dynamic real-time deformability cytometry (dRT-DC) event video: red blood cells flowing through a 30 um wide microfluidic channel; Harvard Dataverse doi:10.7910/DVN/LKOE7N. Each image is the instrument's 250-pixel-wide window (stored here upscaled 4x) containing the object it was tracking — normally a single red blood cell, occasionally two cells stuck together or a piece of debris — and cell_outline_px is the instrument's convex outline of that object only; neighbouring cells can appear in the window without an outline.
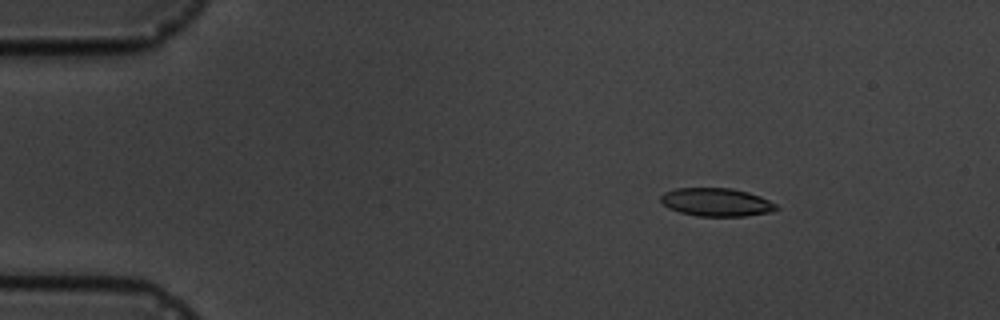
{"species": "common noctule bat (a hibernating species)", "species_latin": "Nyctalus noctula", "temperature_condition": "cold", "stored_images_in_passage": 6, "camera_frame_rate_fps": 3000, "um_per_image_px": 0.085, "animal": {"sex": "male", "body_mass_g": 19.5, "forearm_length_mm": 54.6}, "frame": {"image": 1, "passage_image": 2, "time_ms": 1.333, "image_size_px": [1000, 320], "cell_outline_px": [[780, 208], [772, 212], [744, 216], [696, 216], [680, 212], [668, 208], [660, 200], [660, 196], [664, 192], [676, 188], [732, 188], [748, 192], [760, 196], [776, 204]], "centroid_in_image_um": [60.9, 17.18], "position_along_channel_um": 24.1, "area_um2": 19.07}}
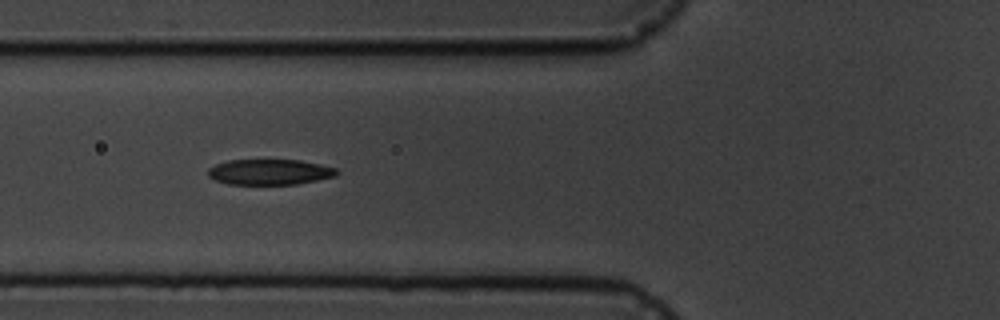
{"frame": {"image": 2, "passage_image": 5, "time_ms": 5.667, "image_size_px": [1000, 320], "cell_outline_px": [[340, 172], [336, 176], [296, 184], [228, 184], [216, 180], [208, 176], [208, 168], [216, 164], [228, 160], [300, 160], [320, 164], [336, 168]], "centroid_in_image_um": [22.93, 14.61], "position_along_channel_um": 102.9, "area_um2": 19.13}}
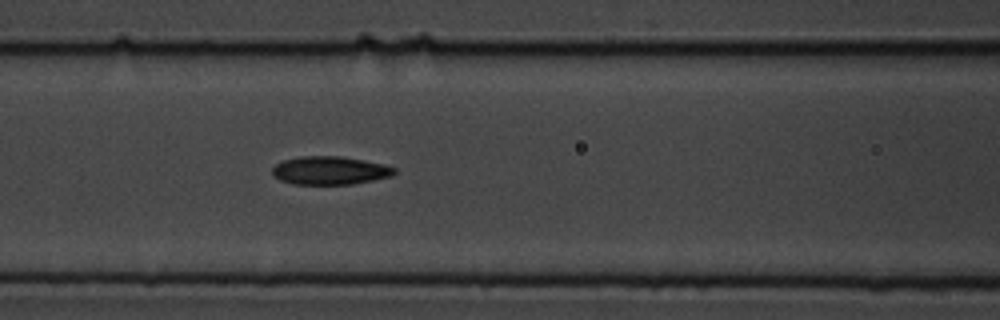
{"frame": {"image": 3, "passage_image": 6, "time_ms": 6.667, "image_size_px": [1000, 320], "cell_outline_px": [[396, 172], [392, 176], [352, 184], [292, 184], [280, 180], [272, 176], [272, 168], [276, 164], [284, 160], [300, 156], [340, 156], [364, 160], [384, 164], [396, 168]], "centroid_in_image_um": [28.03, 14.49], "position_along_channel_um": 138.6, "area_um2": 20.17}}